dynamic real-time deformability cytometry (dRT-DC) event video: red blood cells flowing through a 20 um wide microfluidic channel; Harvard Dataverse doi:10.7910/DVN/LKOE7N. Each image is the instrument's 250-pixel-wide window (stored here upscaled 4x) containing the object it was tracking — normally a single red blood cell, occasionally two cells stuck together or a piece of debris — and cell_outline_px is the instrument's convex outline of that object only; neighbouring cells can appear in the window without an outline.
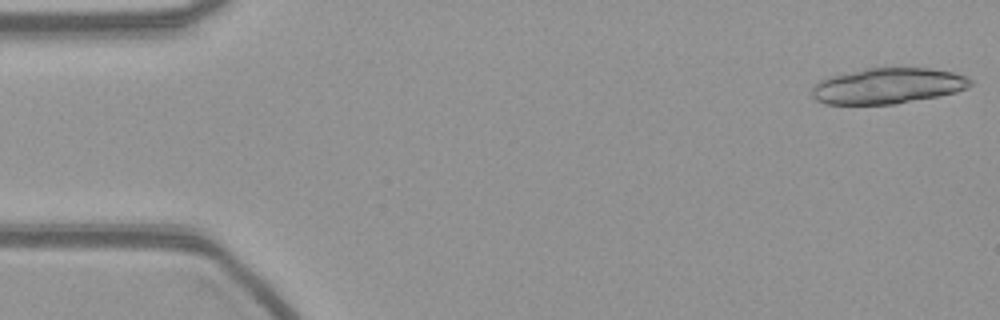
{"species": "common noctule bat (a hibernating species)", "species_latin": "Nyctalus noctula", "temperature_condition": "warm", "stored_images_in_passage": 18, "camera_frame_rate_fps": 3000, "um_per_image_px": 0.085, "animal": {"sex": "female", "body_mass_g": 21.9}, "frame": {"image": 1, "passage_image": 1, "time_ms": 0.0, "image_size_px": [1000, 320], "cell_outline_px": [[972, 84], [968, 88], [956, 92], [896, 104], [824, 104], [816, 100], [812, 96], [812, 88], [820, 80], [828, 76], [864, 68], [928, 68], [952, 72], [964, 76], [972, 80]], "centroid_in_image_um": [75.43, 7.3], "position_along_channel_um": 9.6, "area_um2": 33.0}}